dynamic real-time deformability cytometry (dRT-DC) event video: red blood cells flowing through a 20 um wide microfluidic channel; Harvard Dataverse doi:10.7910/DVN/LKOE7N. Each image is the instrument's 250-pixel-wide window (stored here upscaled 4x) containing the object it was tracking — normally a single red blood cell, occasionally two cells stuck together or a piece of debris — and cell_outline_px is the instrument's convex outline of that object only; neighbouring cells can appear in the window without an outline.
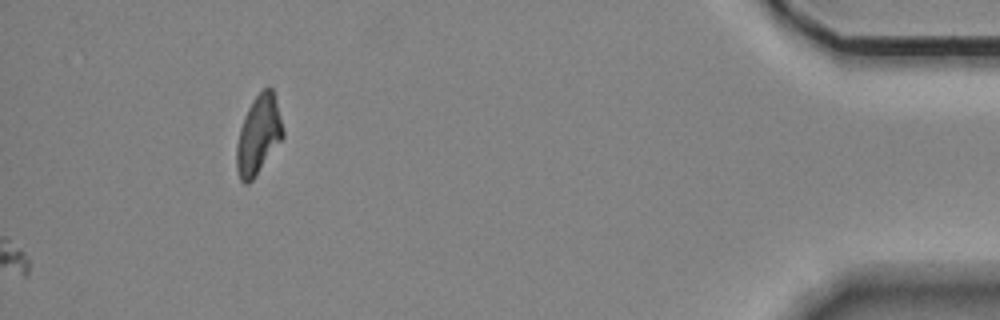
{"species": "Egyptian fruit bat (a non-hibernating species)", "species_latin": "Rousettus aegyptiacus", "temperature_condition": "room temperature", "stored_images_in_passage": 44, "camera_frame_rate_fps": 3000, "um_per_image_px": 0.085, "animal": {"sex": "female"}, "frame": {"image": 1, "passage_image": 44, "time_ms": 14.333, "image_size_px": [1000, 320], "cell_outline_px": [[284, 136], [252, 180], [248, 184], [244, 184], [240, 180], [236, 168], [236, 144], [240, 128], [244, 116], [252, 100], [268, 84], [272, 88], [284, 132]], "centroid_in_image_um": [21.94, 11.47], "position_along_channel_um": 413.3, "area_um2": 21.04}}